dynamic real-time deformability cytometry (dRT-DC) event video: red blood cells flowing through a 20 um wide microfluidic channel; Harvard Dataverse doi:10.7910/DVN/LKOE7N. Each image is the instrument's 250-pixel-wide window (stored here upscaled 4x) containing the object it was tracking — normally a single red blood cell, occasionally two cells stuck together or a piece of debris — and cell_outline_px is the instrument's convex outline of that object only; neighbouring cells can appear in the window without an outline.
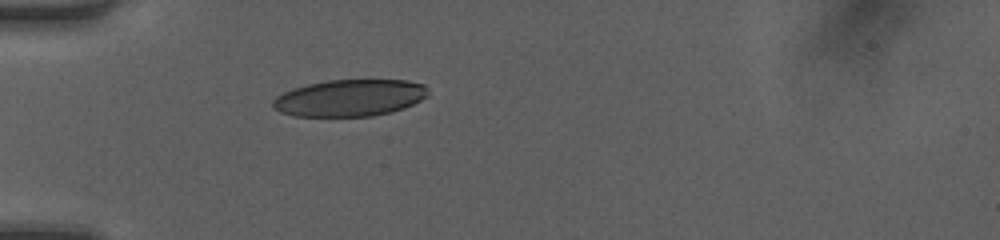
{"species": "human", "species_latin": "Homo sapiens", "temperature_condition": "room temperature", "stored_images_in_passage": 35, "camera_frame_rate_fps": 3000, "um_per_image_px": 0.085, "donor": {"sex": "female"}, "frame": {"image": 1, "passage_image": 1, "time_ms": 0.0, "image_size_px": [1000, 240], "cell_outline_px": [[424, 96], [412, 104], [388, 112], [368, 116], [300, 116], [284, 112], [276, 108], [272, 104], [280, 96], [296, 88], [312, 84], [332, 80], [404, 80], [420, 84], [424, 88]], "centroid_in_image_um": [29.73, 8.32], "position_along_channel_um": 55.3, "area_um2": 31.67}}
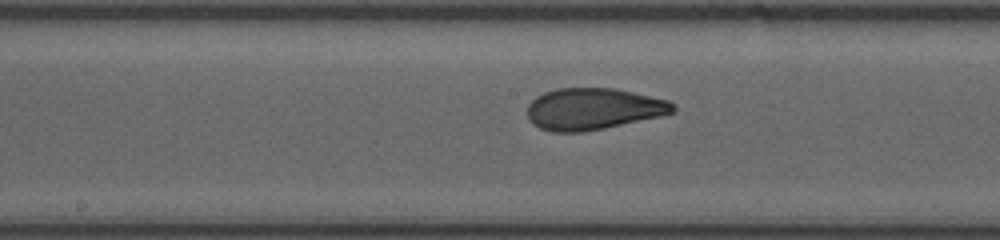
{"frame": {"image": 2, "passage_image": 12, "time_ms": 3.667, "image_size_px": [1000, 240], "cell_outline_px": [[672, 112], [656, 116], [600, 128], [576, 132], [560, 132], [544, 128], [536, 124], [528, 116], [528, 108], [532, 100], [548, 92], [560, 88], [608, 88], [628, 92], [664, 100], [672, 104]], "centroid_in_image_um": [50.36, 9.24], "position_along_channel_um": 197.8, "area_um2": 33.29}}
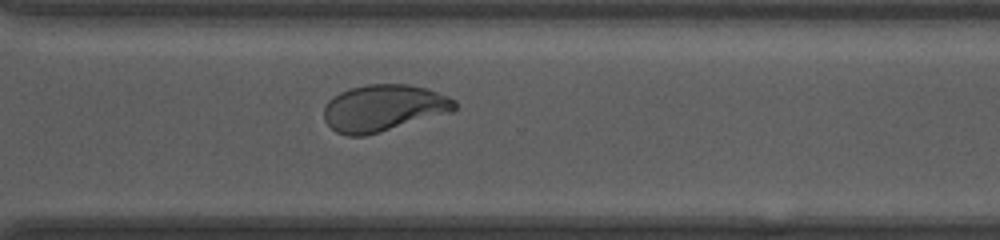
{"frame": {"image": 3, "passage_image": 22, "time_ms": 7.0, "image_size_px": [1000, 240], "cell_outline_px": [[456, 108], [376, 132], [360, 136], [352, 136], [340, 132], [332, 128], [328, 124], [324, 116], [324, 108], [336, 96], [352, 88], [376, 84], [404, 84], [424, 88], [452, 100], [456, 104]], "centroid_in_image_um": [32.51, 9.16], "position_along_channel_um": 338.1, "area_um2": 33.18}, "authors_computed_cell_mechanics": {"area_um2": 33.0616, "velocity_mm_per_s": 4.2334, "shape_relaxation_time_tau1_ms": 5.6596, "shape_relaxation_time_tau2_ms": 0.8153, "deformation_change_tau1": 0.2352, "deformation_change_tau2": 0.0735}}